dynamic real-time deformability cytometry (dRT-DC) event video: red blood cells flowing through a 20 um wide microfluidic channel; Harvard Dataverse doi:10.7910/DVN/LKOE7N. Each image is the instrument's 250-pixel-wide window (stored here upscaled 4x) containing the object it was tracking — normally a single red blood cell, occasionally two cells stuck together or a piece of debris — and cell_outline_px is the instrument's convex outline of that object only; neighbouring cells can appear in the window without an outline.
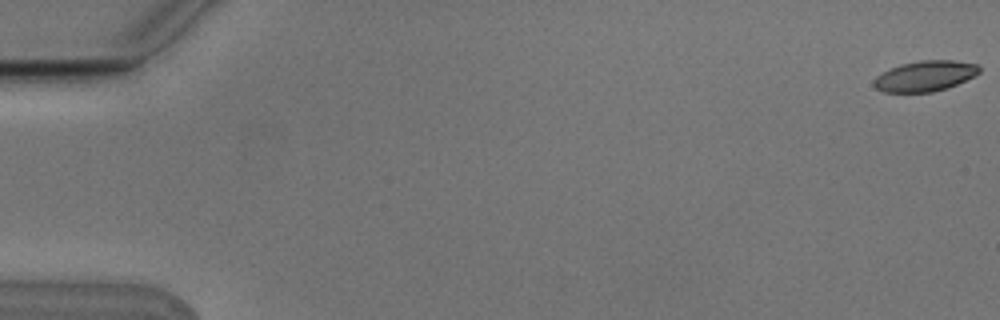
{"species": "Egyptian fruit bat (a non-hibernating species)", "species_latin": "Rousettus aegyptiacus", "temperature_condition": "cold", "stored_images_in_passage": 4, "camera_frame_rate_fps": 3000, "um_per_image_px": 0.085, "animal": {"sex": "male"}, "frame": {"image": 1, "passage_image": 1, "time_ms": 0.0, "image_size_px": [1000, 320], "cell_outline_px": [[980, 72], [976, 76], [948, 88], [932, 92], [884, 92], [876, 88], [872, 84], [872, 80], [876, 76], [900, 64], [920, 60], [952, 60], [976, 64], [980, 68]], "centroid_in_image_um": [78.64, 6.47], "position_along_channel_um": 6.4, "area_um2": 18.84}}